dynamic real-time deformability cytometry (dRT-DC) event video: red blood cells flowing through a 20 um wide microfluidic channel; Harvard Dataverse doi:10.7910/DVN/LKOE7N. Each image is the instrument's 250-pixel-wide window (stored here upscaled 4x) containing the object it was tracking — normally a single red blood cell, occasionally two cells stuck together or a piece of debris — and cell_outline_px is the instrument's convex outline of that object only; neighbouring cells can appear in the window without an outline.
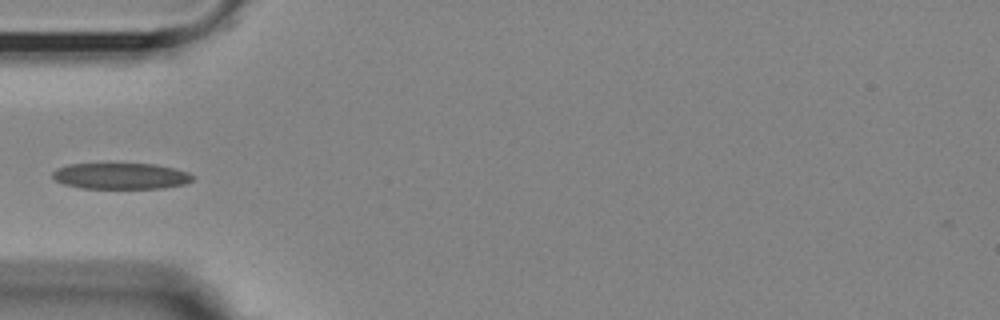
{"species": "Egyptian fruit bat (a non-hibernating species)", "species_latin": "Rousettus aegyptiacus", "temperature_condition": "room temperature", "stored_images_in_passage": 38, "camera_frame_rate_fps": 3000, "um_per_image_px": 0.085, "animal": {"sex": "female"}, "frame": {"image": 1, "passage_image": 1, "time_ms": 0.0, "image_size_px": [1000, 320], "cell_outline_px": [[196, 176], [192, 180], [184, 184], [164, 188], [80, 188], [64, 184], [56, 180], [52, 176], [52, 172], [56, 168], [68, 164], [156, 164], [176, 168], [188, 172]], "centroid_in_image_um": [10.29, 14.96], "position_along_channel_um": 74.7, "area_um2": 21.44}}
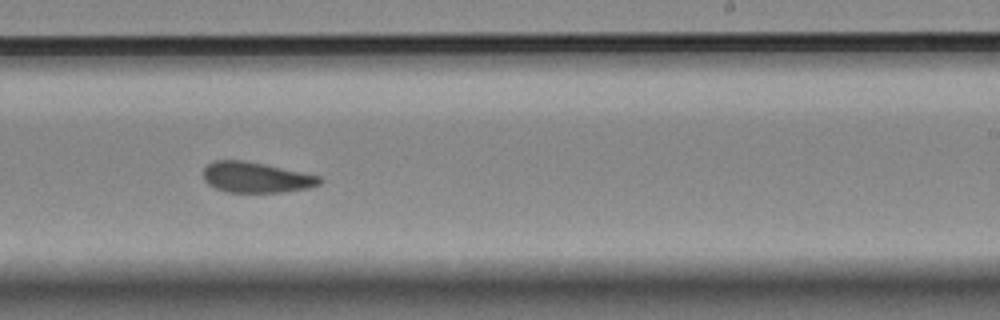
{"frame": {"image": 2, "passage_image": 17, "time_ms": 5.333, "image_size_px": [1000, 320], "cell_outline_px": [[324, 180], [320, 184], [308, 188], [284, 192], [228, 192], [216, 188], [208, 184], [204, 180], [204, 168], [212, 160], [244, 160], [264, 164], [320, 176]], "centroid_in_image_um": [21.77, 15.07], "position_along_channel_um": 267.2, "area_um2": 20.69}}
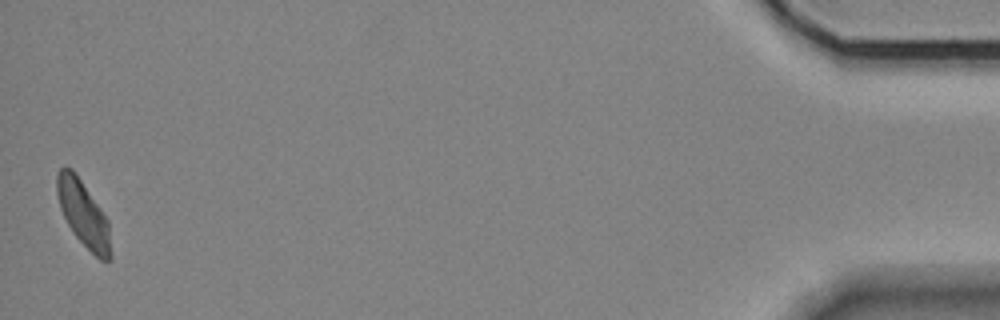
{"frame": {"image": 3, "passage_image": 38, "time_ms": 12.333, "image_size_px": [1000, 320], "cell_outline_px": [[112, 260], [100, 260], [72, 232], [60, 208], [56, 192], [56, 176], [60, 168], [64, 164], [72, 168], [100, 208], [108, 220], [112, 252]], "centroid_in_image_um": [7.08, 18.16], "position_along_channel_um": 428.1, "area_um2": 20.58}}